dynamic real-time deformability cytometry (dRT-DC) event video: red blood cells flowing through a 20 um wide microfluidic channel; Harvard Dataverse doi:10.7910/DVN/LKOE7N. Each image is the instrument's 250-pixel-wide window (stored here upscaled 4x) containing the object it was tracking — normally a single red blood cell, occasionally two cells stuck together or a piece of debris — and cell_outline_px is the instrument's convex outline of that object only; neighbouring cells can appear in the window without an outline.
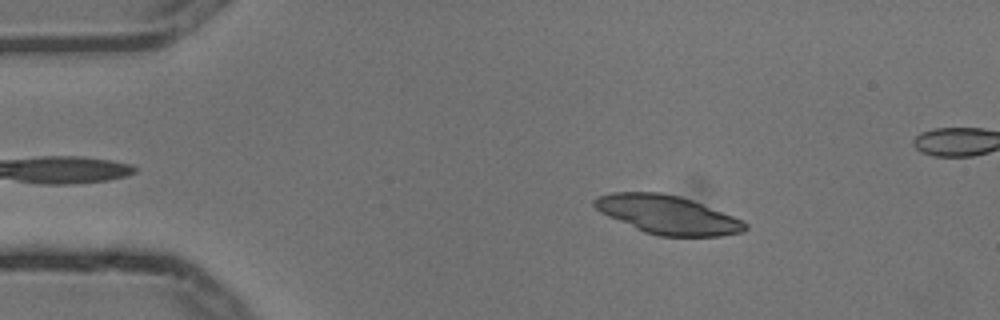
{"species": "common noctule bat (a hibernating species)", "species_latin": "Nyctalus noctula", "temperature_condition": "cold", "stored_images_in_passage": 5, "camera_frame_rate_fps": 3000, "um_per_image_px": 0.085, "animal": {"sex": "male", "body_mass_g": 13.3}, "frame": {"image": 1, "passage_image": 2, "time_ms": 0.333, "image_size_px": [1000, 320], "cell_outline_px": [[748, 228], [744, 232], [720, 236], [660, 236], [644, 232], [608, 216], [600, 212], [592, 204], [592, 200], [596, 196], [612, 192], [660, 192], [680, 196], [692, 200], [744, 220], [748, 224]], "centroid_in_image_um": [56.75, 18.25], "position_along_channel_um": 28.3, "area_um2": 33.99}}